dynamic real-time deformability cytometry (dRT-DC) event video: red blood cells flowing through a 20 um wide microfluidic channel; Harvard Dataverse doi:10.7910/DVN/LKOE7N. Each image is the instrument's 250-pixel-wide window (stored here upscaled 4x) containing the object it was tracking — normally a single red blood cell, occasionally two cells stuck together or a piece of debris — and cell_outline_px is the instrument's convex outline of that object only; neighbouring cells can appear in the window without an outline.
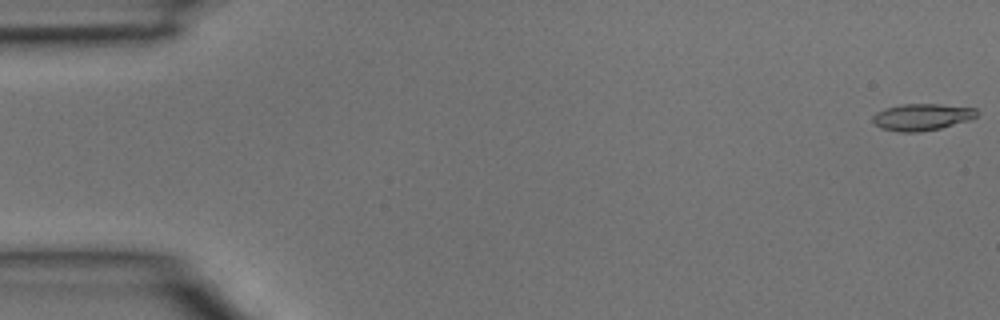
{"species": "common noctule bat (a hibernating species)", "species_latin": "Nyctalus noctula", "temperature_condition": "room temperature", "stored_images_in_passage": 4, "camera_frame_rate_fps": 3000, "um_per_image_px": 0.085, "animal": {"sex": "male", "body_mass_g": 15.6}, "frame": {"image": 1, "passage_image": 1, "time_ms": 0.0, "image_size_px": [1000, 320], "cell_outline_px": [[980, 112], [976, 116], [968, 120], [940, 128], [920, 132], [900, 132], [880, 128], [872, 120], [872, 116], [876, 112], [888, 108], [904, 104], [936, 104], [976, 108]], "centroid_in_image_um": [78.36, 9.95], "position_along_channel_um": 6.6, "area_um2": 16.07}}
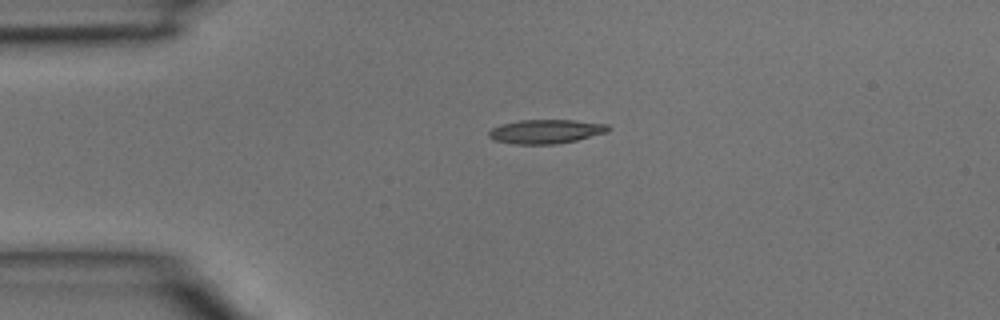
{"frame": {"image": 2, "passage_image": 3, "time_ms": 0.667, "image_size_px": [1000, 320], "cell_outline_px": [[612, 128], [608, 132], [576, 140], [556, 144], [516, 144], [496, 140], [488, 136], [488, 132], [492, 128], [500, 124], [520, 120], [572, 120], [608, 124]], "centroid_in_image_um": [46.42, 11.17], "position_along_channel_um": 38.6, "area_um2": 16.7}}
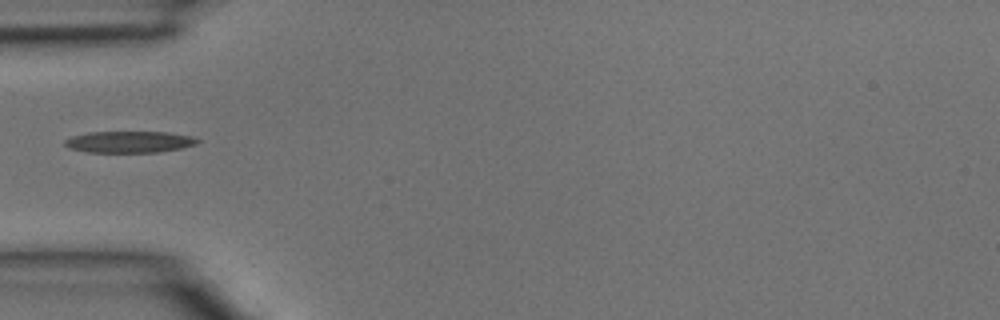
{"frame": {"image": 3, "passage_image": 4, "time_ms": 1.0, "image_size_px": [1000, 320], "cell_outline_px": [[200, 140], [196, 144], [180, 148], [156, 152], [88, 152], [68, 148], [64, 144], [64, 140], [72, 136], [88, 132], [168, 132], [192, 136]], "centroid_in_image_um": [10.96, 12.05], "position_along_channel_um": 74.0, "area_um2": 16.59}}